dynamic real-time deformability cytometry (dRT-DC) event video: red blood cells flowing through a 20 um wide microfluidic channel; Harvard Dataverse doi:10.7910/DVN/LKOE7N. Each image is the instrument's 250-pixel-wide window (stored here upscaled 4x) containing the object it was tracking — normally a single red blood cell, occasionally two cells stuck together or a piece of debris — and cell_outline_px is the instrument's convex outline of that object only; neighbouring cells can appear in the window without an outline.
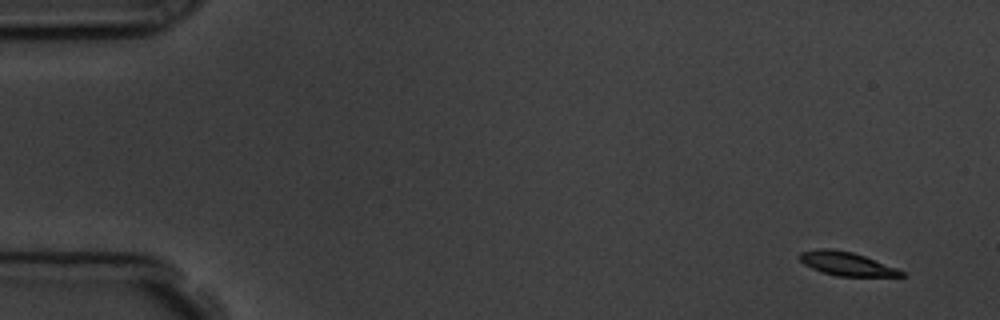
{"species": "common noctule bat (a hibernating species)", "species_latin": "Nyctalus noctula", "temperature_condition": "room temperature", "stored_images_in_passage": 6, "camera_frame_rate_fps": 3000, "um_per_image_px": 0.085, "animal": {"sex": "male", "body_mass_g": 19.5, "forearm_length_mm": 54.6}, "frame": {"image": 1, "passage_image": 1, "time_ms": 0.0, "image_size_px": [1000, 320], "cell_outline_px": [[904, 276], [836, 276], [820, 272], [804, 264], [796, 256], [800, 252], [820, 248], [832, 248], [852, 252], [864, 256], [896, 268], [904, 272]], "centroid_in_image_um": [71.88, 22.41], "position_along_channel_um": 13.1, "area_um2": 13.99}}
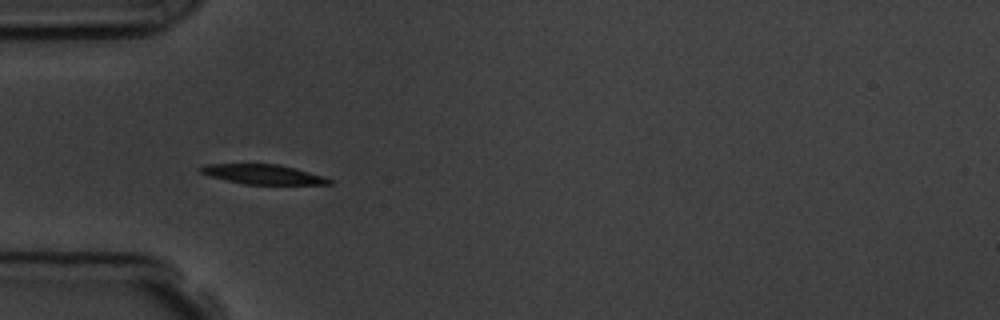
{"frame": {"image": 2, "passage_image": 5, "time_ms": 4.667, "image_size_px": [1000, 320], "cell_outline_px": [[332, 184], [244, 184], [212, 176], [200, 172], [196, 168], [208, 164], [276, 164], [296, 168], [324, 176], [332, 180]], "centroid_in_image_um": [22.38, 14.81], "position_along_channel_um": 62.6, "area_um2": 14.57}}